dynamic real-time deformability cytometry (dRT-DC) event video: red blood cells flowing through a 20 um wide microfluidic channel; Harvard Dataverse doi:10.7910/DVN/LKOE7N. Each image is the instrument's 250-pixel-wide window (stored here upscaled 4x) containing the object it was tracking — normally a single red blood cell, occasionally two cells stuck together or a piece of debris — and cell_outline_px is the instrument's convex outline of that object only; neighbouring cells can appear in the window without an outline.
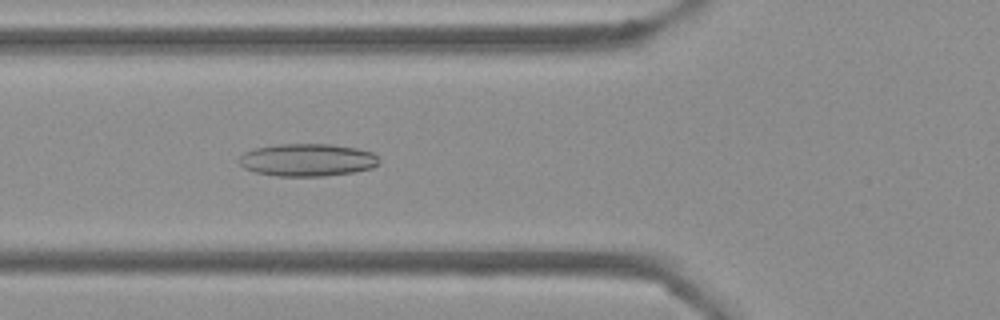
{"species": "Egyptian fruit bat (a non-hibernating species)", "species_latin": "Rousettus aegyptiacus", "temperature_condition": "cold", "stored_images_in_passage": 52, "camera_frame_rate_fps": 3000, "um_per_image_px": 0.085, "frame": {"image": 1, "passage_image": 18, "time_ms": 5.667, "image_size_px": [1000, 320], "cell_outline_px": [[380, 164], [372, 168], [352, 172], [324, 176], [276, 176], [256, 172], [244, 168], [236, 160], [244, 152], [252, 148], [276, 144], [332, 144], [356, 148], [372, 152], [380, 160]], "centroid_in_image_um": [26.1, 13.59], "position_along_channel_um": 99.7, "area_um2": 26.82}}
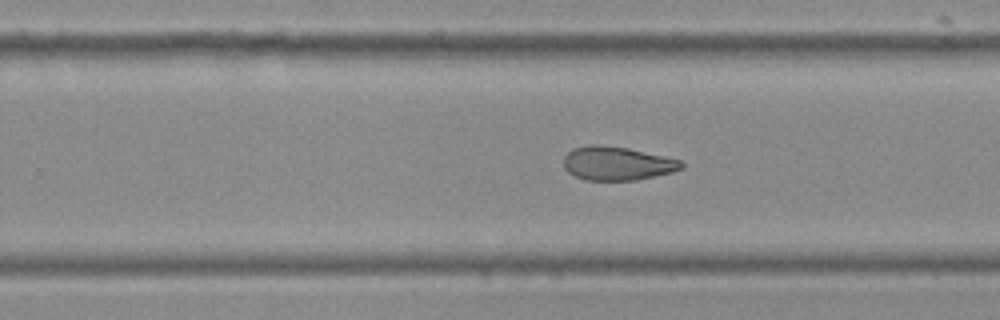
{"frame": {"image": 2, "passage_image": 32, "time_ms": 10.333, "image_size_px": [1000, 320], "cell_outline_px": [[684, 168], [672, 172], [636, 180], [584, 180], [568, 172], [564, 168], [564, 156], [572, 148], [592, 144], [596, 144], [628, 148], [664, 156], [680, 160], [684, 164]], "centroid_in_image_um": [52.44, 13.89], "position_along_channel_um": 277.4, "area_um2": 23.12}}
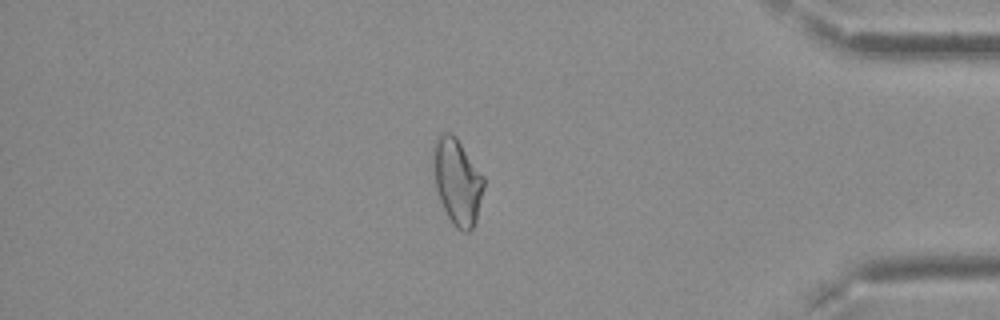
{"frame": {"image": 3, "passage_image": 44, "time_ms": 14.333, "image_size_px": [1000, 320], "cell_outline_px": [[484, 188], [476, 220], [472, 228], [468, 232], [464, 232], [456, 228], [452, 224], [440, 200], [436, 188], [432, 156], [432, 148], [436, 136], [440, 132], [448, 132], [456, 136], [484, 176]], "centroid_in_image_um": [38.86, 15.39], "position_along_channel_um": 396.3, "area_um2": 25.49}, "authors_computed_cell_mechanics": {"area_um2": 26.1256, "velocity_mm_per_s": 3.7974, "shape_relaxation_time_tau1_ms": null, "shape_relaxation_time_tau2_ms": 4.7335, "deformation_change_tau1": null, "deformation_change_tau2": 0.1204}}